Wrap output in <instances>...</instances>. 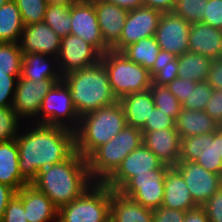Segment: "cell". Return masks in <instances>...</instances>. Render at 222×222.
Here are the masks:
<instances>
[{"instance_id":"cell-25","label":"cell","mask_w":222,"mask_h":222,"mask_svg":"<svg viewBox=\"0 0 222 222\" xmlns=\"http://www.w3.org/2000/svg\"><path fill=\"white\" fill-rule=\"evenodd\" d=\"M0 183L18 192L29 184L19 170V149L16 139L0 142Z\"/></svg>"},{"instance_id":"cell-7","label":"cell","mask_w":222,"mask_h":222,"mask_svg":"<svg viewBox=\"0 0 222 222\" xmlns=\"http://www.w3.org/2000/svg\"><path fill=\"white\" fill-rule=\"evenodd\" d=\"M109 74L111 89L119 100L121 97L150 89L152 77L149 70L130 61L122 52L108 50L101 56Z\"/></svg>"},{"instance_id":"cell-43","label":"cell","mask_w":222,"mask_h":222,"mask_svg":"<svg viewBox=\"0 0 222 222\" xmlns=\"http://www.w3.org/2000/svg\"><path fill=\"white\" fill-rule=\"evenodd\" d=\"M21 197L16 193L9 201L1 222H27Z\"/></svg>"},{"instance_id":"cell-8","label":"cell","mask_w":222,"mask_h":222,"mask_svg":"<svg viewBox=\"0 0 222 222\" xmlns=\"http://www.w3.org/2000/svg\"><path fill=\"white\" fill-rule=\"evenodd\" d=\"M80 116L72 102L69 87L62 80L57 82L43 98L38 124L59 126L75 131Z\"/></svg>"},{"instance_id":"cell-37","label":"cell","mask_w":222,"mask_h":222,"mask_svg":"<svg viewBox=\"0 0 222 222\" xmlns=\"http://www.w3.org/2000/svg\"><path fill=\"white\" fill-rule=\"evenodd\" d=\"M208 0H176L173 13L190 23L201 22Z\"/></svg>"},{"instance_id":"cell-11","label":"cell","mask_w":222,"mask_h":222,"mask_svg":"<svg viewBox=\"0 0 222 222\" xmlns=\"http://www.w3.org/2000/svg\"><path fill=\"white\" fill-rule=\"evenodd\" d=\"M170 166L138 174L132 177L120 190L124 196L139 202L142 206L155 210L164 200V180Z\"/></svg>"},{"instance_id":"cell-50","label":"cell","mask_w":222,"mask_h":222,"mask_svg":"<svg viewBox=\"0 0 222 222\" xmlns=\"http://www.w3.org/2000/svg\"><path fill=\"white\" fill-rule=\"evenodd\" d=\"M15 194L16 191L13 188L0 183V222L9 201L14 197Z\"/></svg>"},{"instance_id":"cell-35","label":"cell","mask_w":222,"mask_h":222,"mask_svg":"<svg viewBox=\"0 0 222 222\" xmlns=\"http://www.w3.org/2000/svg\"><path fill=\"white\" fill-rule=\"evenodd\" d=\"M20 11L23 25L43 21L50 0H13Z\"/></svg>"},{"instance_id":"cell-1","label":"cell","mask_w":222,"mask_h":222,"mask_svg":"<svg viewBox=\"0 0 222 222\" xmlns=\"http://www.w3.org/2000/svg\"><path fill=\"white\" fill-rule=\"evenodd\" d=\"M23 125L16 138L19 170L22 177L31 184L40 170L63 162L76 151L75 131L44 124Z\"/></svg>"},{"instance_id":"cell-34","label":"cell","mask_w":222,"mask_h":222,"mask_svg":"<svg viewBox=\"0 0 222 222\" xmlns=\"http://www.w3.org/2000/svg\"><path fill=\"white\" fill-rule=\"evenodd\" d=\"M155 107L163 111L166 116L177 119L182 104L178 101L174 94H172L166 86L151 84L150 87Z\"/></svg>"},{"instance_id":"cell-21","label":"cell","mask_w":222,"mask_h":222,"mask_svg":"<svg viewBox=\"0 0 222 222\" xmlns=\"http://www.w3.org/2000/svg\"><path fill=\"white\" fill-rule=\"evenodd\" d=\"M16 193L21 197L27 222L58 221V208L32 184L25 185Z\"/></svg>"},{"instance_id":"cell-14","label":"cell","mask_w":222,"mask_h":222,"mask_svg":"<svg viewBox=\"0 0 222 222\" xmlns=\"http://www.w3.org/2000/svg\"><path fill=\"white\" fill-rule=\"evenodd\" d=\"M102 54L91 44L78 36L69 34L61 39L57 58L62 76L77 70H82L98 63Z\"/></svg>"},{"instance_id":"cell-17","label":"cell","mask_w":222,"mask_h":222,"mask_svg":"<svg viewBox=\"0 0 222 222\" xmlns=\"http://www.w3.org/2000/svg\"><path fill=\"white\" fill-rule=\"evenodd\" d=\"M191 23L173 12L162 13L155 39L160 49L180 56L188 51Z\"/></svg>"},{"instance_id":"cell-38","label":"cell","mask_w":222,"mask_h":222,"mask_svg":"<svg viewBox=\"0 0 222 222\" xmlns=\"http://www.w3.org/2000/svg\"><path fill=\"white\" fill-rule=\"evenodd\" d=\"M213 89L206 81L197 82L194 90L187 99L182 103V108L186 110L204 111Z\"/></svg>"},{"instance_id":"cell-40","label":"cell","mask_w":222,"mask_h":222,"mask_svg":"<svg viewBox=\"0 0 222 222\" xmlns=\"http://www.w3.org/2000/svg\"><path fill=\"white\" fill-rule=\"evenodd\" d=\"M19 77L20 75L0 74V107H12Z\"/></svg>"},{"instance_id":"cell-29","label":"cell","mask_w":222,"mask_h":222,"mask_svg":"<svg viewBox=\"0 0 222 222\" xmlns=\"http://www.w3.org/2000/svg\"><path fill=\"white\" fill-rule=\"evenodd\" d=\"M212 61L207 56L187 51L178 56V77L194 82L206 81Z\"/></svg>"},{"instance_id":"cell-31","label":"cell","mask_w":222,"mask_h":222,"mask_svg":"<svg viewBox=\"0 0 222 222\" xmlns=\"http://www.w3.org/2000/svg\"><path fill=\"white\" fill-rule=\"evenodd\" d=\"M24 25L17 4L10 0L0 7V42L19 43Z\"/></svg>"},{"instance_id":"cell-6","label":"cell","mask_w":222,"mask_h":222,"mask_svg":"<svg viewBox=\"0 0 222 222\" xmlns=\"http://www.w3.org/2000/svg\"><path fill=\"white\" fill-rule=\"evenodd\" d=\"M112 192L105 183L94 182L74 201L58 209L57 222H110Z\"/></svg>"},{"instance_id":"cell-53","label":"cell","mask_w":222,"mask_h":222,"mask_svg":"<svg viewBox=\"0 0 222 222\" xmlns=\"http://www.w3.org/2000/svg\"><path fill=\"white\" fill-rule=\"evenodd\" d=\"M176 57L177 56H175L173 53L160 49L154 65H165L174 60Z\"/></svg>"},{"instance_id":"cell-24","label":"cell","mask_w":222,"mask_h":222,"mask_svg":"<svg viewBox=\"0 0 222 222\" xmlns=\"http://www.w3.org/2000/svg\"><path fill=\"white\" fill-rule=\"evenodd\" d=\"M153 210L142 206L119 191H113L110 202V222H152Z\"/></svg>"},{"instance_id":"cell-20","label":"cell","mask_w":222,"mask_h":222,"mask_svg":"<svg viewBox=\"0 0 222 222\" xmlns=\"http://www.w3.org/2000/svg\"><path fill=\"white\" fill-rule=\"evenodd\" d=\"M104 43L112 49L120 40L128 10L105 0H91Z\"/></svg>"},{"instance_id":"cell-9","label":"cell","mask_w":222,"mask_h":222,"mask_svg":"<svg viewBox=\"0 0 222 222\" xmlns=\"http://www.w3.org/2000/svg\"><path fill=\"white\" fill-rule=\"evenodd\" d=\"M179 161H195L205 170L221 175L222 127L213 133L181 138Z\"/></svg>"},{"instance_id":"cell-46","label":"cell","mask_w":222,"mask_h":222,"mask_svg":"<svg viewBox=\"0 0 222 222\" xmlns=\"http://www.w3.org/2000/svg\"><path fill=\"white\" fill-rule=\"evenodd\" d=\"M204 111L219 125L222 124V89L212 91Z\"/></svg>"},{"instance_id":"cell-32","label":"cell","mask_w":222,"mask_h":222,"mask_svg":"<svg viewBox=\"0 0 222 222\" xmlns=\"http://www.w3.org/2000/svg\"><path fill=\"white\" fill-rule=\"evenodd\" d=\"M160 47L155 37H145L136 43H132L125 47L121 52L132 62L143 66L150 70L157 56Z\"/></svg>"},{"instance_id":"cell-4","label":"cell","mask_w":222,"mask_h":222,"mask_svg":"<svg viewBox=\"0 0 222 222\" xmlns=\"http://www.w3.org/2000/svg\"><path fill=\"white\" fill-rule=\"evenodd\" d=\"M127 125L119 101L80 117L75 130V150L87 158L95 149L110 141Z\"/></svg>"},{"instance_id":"cell-5","label":"cell","mask_w":222,"mask_h":222,"mask_svg":"<svg viewBox=\"0 0 222 222\" xmlns=\"http://www.w3.org/2000/svg\"><path fill=\"white\" fill-rule=\"evenodd\" d=\"M141 129L126 125L115 137L95 149L87 158V167L93 182L104 183L121 162L143 144Z\"/></svg>"},{"instance_id":"cell-15","label":"cell","mask_w":222,"mask_h":222,"mask_svg":"<svg viewBox=\"0 0 222 222\" xmlns=\"http://www.w3.org/2000/svg\"><path fill=\"white\" fill-rule=\"evenodd\" d=\"M163 165L151 150L141 144L128 154L104 183L113 191H119L132 177L160 169Z\"/></svg>"},{"instance_id":"cell-33","label":"cell","mask_w":222,"mask_h":222,"mask_svg":"<svg viewBox=\"0 0 222 222\" xmlns=\"http://www.w3.org/2000/svg\"><path fill=\"white\" fill-rule=\"evenodd\" d=\"M22 56L19 43L0 42V74L21 75Z\"/></svg>"},{"instance_id":"cell-45","label":"cell","mask_w":222,"mask_h":222,"mask_svg":"<svg viewBox=\"0 0 222 222\" xmlns=\"http://www.w3.org/2000/svg\"><path fill=\"white\" fill-rule=\"evenodd\" d=\"M196 84L197 82L177 77L166 87L172 94L175 95L178 101L182 104L191 93V90H194Z\"/></svg>"},{"instance_id":"cell-47","label":"cell","mask_w":222,"mask_h":222,"mask_svg":"<svg viewBox=\"0 0 222 222\" xmlns=\"http://www.w3.org/2000/svg\"><path fill=\"white\" fill-rule=\"evenodd\" d=\"M186 211L169 209L166 207H158L153 210L152 222H183Z\"/></svg>"},{"instance_id":"cell-2","label":"cell","mask_w":222,"mask_h":222,"mask_svg":"<svg viewBox=\"0 0 222 222\" xmlns=\"http://www.w3.org/2000/svg\"><path fill=\"white\" fill-rule=\"evenodd\" d=\"M87 160L75 151L68 159L43 168L31 183L59 209L71 203L93 184Z\"/></svg>"},{"instance_id":"cell-26","label":"cell","mask_w":222,"mask_h":222,"mask_svg":"<svg viewBox=\"0 0 222 222\" xmlns=\"http://www.w3.org/2000/svg\"><path fill=\"white\" fill-rule=\"evenodd\" d=\"M124 110L127 125L141 129L155 107L151 90L131 93L118 100Z\"/></svg>"},{"instance_id":"cell-18","label":"cell","mask_w":222,"mask_h":222,"mask_svg":"<svg viewBox=\"0 0 222 222\" xmlns=\"http://www.w3.org/2000/svg\"><path fill=\"white\" fill-rule=\"evenodd\" d=\"M61 39L48 25L43 21L25 25L19 41L23 54H44L58 58Z\"/></svg>"},{"instance_id":"cell-27","label":"cell","mask_w":222,"mask_h":222,"mask_svg":"<svg viewBox=\"0 0 222 222\" xmlns=\"http://www.w3.org/2000/svg\"><path fill=\"white\" fill-rule=\"evenodd\" d=\"M21 78L33 81L47 79H62L57 58L44 54H23L21 63Z\"/></svg>"},{"instance_id":"cell-39","label":"cell","mask_w":222,"mask_h":222,"mask_svg":"<svg viewBox=\"0 0 222 222\" xmlns=\"http://www.w3.org/2000/svg\"><path fill=\"white\" fill-rule=\"evenodd\" d=\"M149 73L153 84L167 86L178 77V57L165 65H153Z\"/></svg>"},{"instance_id":"cell-22","label":"cell","mask_w":222,"mask_h":222,"mask_svg":"<svg viewBox=\"0 0 222 222\" xmlns=\"http://www.w3.org/2000/svg\"><path fill=\"white\" fill-rule=\"evenodd\" d=\"M188 51L209 57L222 58V30L202 22L191 23Z\"/></svg>"},{"instance_id":"cell-42","label":"cell","mask_w":222,"mask_h":222,"mask_svg":"<svg viewBox=\"0 0 222 222\" xmlns=\"http://www.w3.org/2000/svg\"><path fill=\"white\" fill-rule=\"evenodd\" d=\"M201 22L222 30V0H208Z\"/></svg>"},{"instance_id":"cell-48","label":"cell","mask_w":222,"mask_h":222,"mask_svg":"<svg viewBox=\"0 0 222 222\" xmlns=\"http://www.w3.org/2000/svg\"><path fill=\"white\" fill-rule=\"evenodd\" d=\"M206 82L213 90L222 89V58L212 61Z\"/></svg>"},{"instance_id":"cell-41","label":"cell","mask_w":222,"mask_h":222,"mask_svg":"<svg viewBox=\"0 0 222 222\" xmlns=\"http://www.w3.org/2000/svg\"><path fill=\"white\" fill-rule=\"evenodd\" d=\"M175 119L170 116H166L163 111H160L157 107H154L149 119L146 120L145 125L141 128V131H155L165 128H175Z\"/></svg>"},{"instance_id":"cell-28","label":"cell","mask_w":222,"mask_h":222,"mask_svg":"<svg viewBox=\"0 0 222 222\" xmlns=\"http://www.w3.org/2000/svg\"><path fill=\"white\" fill-rule=\"evenodd\" d=\"M181 138L216 132L220 125L205 111L181 109L175 120Z\"/></svg>"},{"instance_id":"cell-51","label":"cell","mask_w":222,"mask_h":222,"mask_svg":"<svg viewBox=\"0 0 222 222\" xmlns=\"http://www.w3.org/2000/svg\"><path fill=\"white\" fill-rule=\"evenodd\" d=\"M183 222H209L208 217L202 207H196L186 211Z\"/></svg>"},{"instance_id":"cell-36","label":"cell","mask_w":222,"mask_h":222,"mask_svg":"<svg viewBox=\"0 0 222 222\" xmlns=\"http://www.w3.org/2000/svg\"><path fill=\"white\" fill-rule=\"evenodd\" d=\"M22 125L12 107H0V142L16 139Z\"/></svg>"},{"instance_id":"cell-16","label":"cell","mask_w":222,"mask_h":222,"mask_svg":"<svg viewBox=\"0 0 222 222\" xmlns=\"http://www.w3.org/2000/svg\"><path fill=\"white\" fill-rule=\"evenodd\" d=\"M174 168L182 175L198 207H202L222 186L221 175L205 170L195 161H179Z\"/></svg>"},{"instance_id":"cell-49","label":"cell","mask_w":222,"mask_h":222,"mask_svg":"<svg viewBox=\"0 0 222 222\" xmlns=\"http://www.w3.org/2000/svg\"><path fill=\"white\" fill-rule=\"evenodd\" d=\"M143 4L146 7L160 10L162 13H167L173 11L176 0H143Z\"/></svg>"},{"instance_id":"cell-30","label":"cell","mask_w":222,"mask_h":222,"mask_svg":"<svg viewBox=\"0 0 222 222\" xmlns=\"http://www.w3.org/2000/svg\"><path fill=\"white\" fill-rule=\"evenodd\" d=\"M71 1L50 0L44 14L43 22L60 37L71 33Z\"/></svg>"},{"instance_id":"cell-3","label":"cell","mask_w":222,"mask_h":222,"mask_svg":"<svg viewBox=\"0 0 222 222\" xmlns=\"http://www.w3.org/2000/svg\"><path fill=\"white\" fill-rule=\"evenodd\" d=\"M70 89L72 102L79 116L118 101L109 83L103 62L70 72L62 77Z\"/></svg>"},{"instance_id":"cell-23","label":"cell","mask_w":222,"mask_h":222,"mask_svg":"<svg viewBox=\"0 0 222 222\" xmlns=\"http://www.w3.org/2000/svg\"><path fill=\"white\" fill-rule=\"evenodd\" d=\"M162 207L180 211H189L198 207L193 201L185 180L174 167H170L165 175Z\"/></svg>"},{"instance_id":"cell-13","label":"cell","mask_w":222,"mask_h":222,"mask_svg":"<svg viewBox=\"0 0 222 222\" xmlns=\"http://www.w3.org/2000/svg\"><path fill=\"white\" fill-rule=\"evenodd\" d=\"M161 15L160 10L146 6L130 10L126 17L120 40L111 50L121 52L132 43H136L145 37H153Z\"/></svg>"},{"instance_id":"cell-44","label":"cell","mask_w":222,"mask_h":222,"mask_svg":"<svg viewBox=\"0 0 222 222\" xmlns=\"http://www.w3.org/2000/svg\"><path fill=\"white\" fill-rule=\"evenodd\" d=\"M209 222H222V186L202 206Z\"/></svg>"},{"instance_id":"cell-54","label":"cell","mask_w":222,"mask_h":222,"mask_svg":"<svg viewBox=\"0 0 222 222\" xmlns=\"http://www.w3.org/2000/svg\"><path fill=\"white\" fill-rule=\"evenodd\" d=\"M10 0H0V7L3 5V4H5V3H7V2H9Z\"/></svg>"},{"instance_id":"cell-19","label":"cell","mask_w":222,"mask_h":222,"mask_svg":"<svg viewBox=\"0 0 222 222\" xmlns=\"http://www.w3.org/2000/svg\"><path fill=\"white\" fill-rule=\"evenodd\" d=\"M143 144L165 165L174 167L179 162L181 137L176 128L142 131Z\"/></svg>"},{"instance_id":"cell-12","label":"cell","mask_w":222,"mask_h":222,"mask_svg":"<svg viewBox=\"0 0 222 222\" xmlns=\"http://www.w3.org/2000/svg\"><path fill=\"white\" fill-rule=\"evenodd\" d=\"M94 46L102 55L111 50L101 35L94 4L91 0L71 1V33Z\"/></svg>"},{"instance_id":"cell-52","label":"cell","mask_w":222,"mask_h":222,"mask_svg":"<svg viewBox=\"0 0 222 222\" xmlns=\"http://www.w3.org/2000/svg\"><path fill=\"white\" fill-rule=\"evenodd\" d=\"M105 1L118 5L119 7L128 11L144 6L143 0H105Z\"/></svg>"},{"instance_id":"cell-10","label":"cell","mask_w":222,"mask_h":222,"mask_svg":"<svg viewBox=\"0 0 222 222\" xmlns=\"http://www.w3.org/2000/svg\"><path fill=\"white\" fill-rule=\"evenodd\" d=\"M60 81L62 79L33 81L19 77L12 104L18 118L24 123L38 124V114L43 98Z\"/></svg>"}]
</instances>
